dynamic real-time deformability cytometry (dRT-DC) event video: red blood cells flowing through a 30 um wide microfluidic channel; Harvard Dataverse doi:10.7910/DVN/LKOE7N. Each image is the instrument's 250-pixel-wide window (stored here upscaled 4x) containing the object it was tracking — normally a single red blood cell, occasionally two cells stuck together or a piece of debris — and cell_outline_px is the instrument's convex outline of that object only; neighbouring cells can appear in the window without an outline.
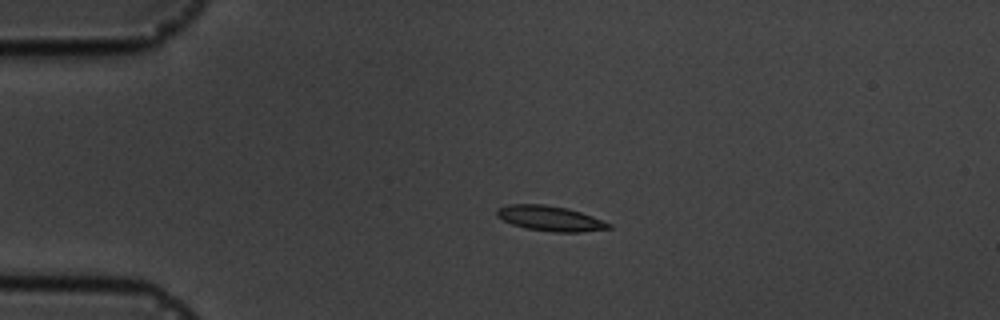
{"species": "common noctule bat (a hibernating species)", "species_latin": "Nyctalus noctula", "temperature_condition": "cold", "stored_images_in_passage": 2, "camera_frame_rate_fps": 3000, "um_per_image_px": 0.085, "animal": {"sex": "male", "body_mass_g": 19.5, "forearm_length_mm": 54.6}, "frame": {"image": 1, "passage_image": 1, "time_ms": 0.0, "image_size_px": [1000, 320], "cell_outline_px": [[612, 228], [580, 232], [552, 232], [524, 228], [512, 224], [496, 216], [496, 208], [508, 204], [544, 204], [568, 208], [592, 216], [612, 224]], "centroid_in_image_um": [46.74, 18.56], "position_along_channel_um": 38.3, "area_um2": 16.47}}